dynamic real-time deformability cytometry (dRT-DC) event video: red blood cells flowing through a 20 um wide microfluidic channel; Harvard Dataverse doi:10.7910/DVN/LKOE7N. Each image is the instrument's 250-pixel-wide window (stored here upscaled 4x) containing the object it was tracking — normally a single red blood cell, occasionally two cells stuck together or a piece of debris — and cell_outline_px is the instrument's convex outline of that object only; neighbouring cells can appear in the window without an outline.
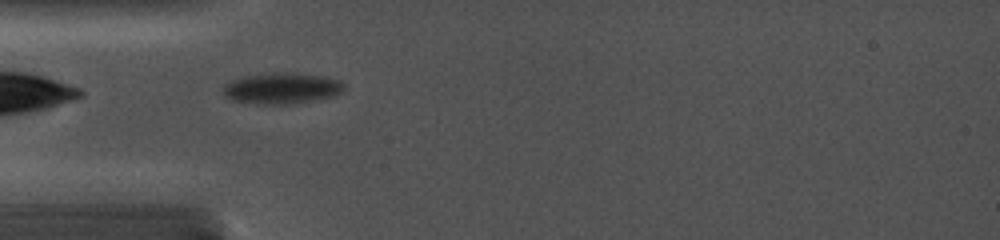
{"species": "common noctule bat (a hibernating species)", "species_latin": "Nyctalus noctula", "temperature_condition": "cold", "stored_images_in_passage": 21, "camera_frame_rate_fps": 5000, "um_per_image_px": 0.085, "animal": {"sex": "female", "body_mass_g": 19.0, "forearm_length_mm": 56.7}, "frame": {"image": 1, "passage_image": 2, "time_ms": 0.4, "image_size_px": [1000, 240], "cell_outline_px": [[344, 92], [332, 96], [292, 104], [264, 104], [232, 100], [224, 96], [224, 84], [240, 76], [276, 72], [292, 72], [324, 76], [340, 80], [344, 84]], "centroid_in_image_um": [23.96, 7.48], "position_along_channel_um": 61.0, "area_um2": 22.02}}
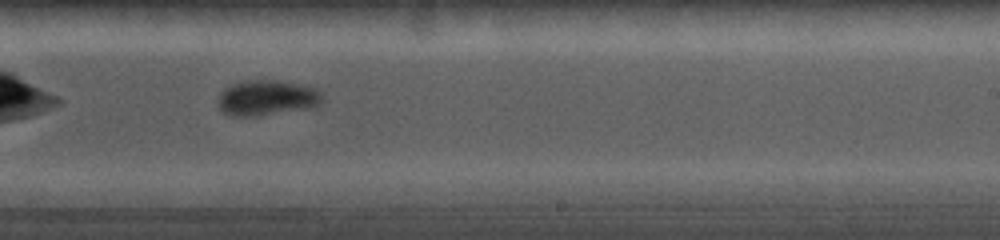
{"frame": {"image": 2, "passage_image": 13, "time_ms": 5.6, "image_size_px": [1000, 240], "cell_outline_px": [[324, 100], [320, 104], [308, 108], [260, 116], [236, 116], [224, 112], [220, 108], [220, 92], [224, 88], [232, 84], [244, 80], [276, 80], [316, 88], [320, 92]], "centroid_in_image_um": [22.7, 8.31], "position_along_channel_um": 266.3, "area_um2": 21.33}}
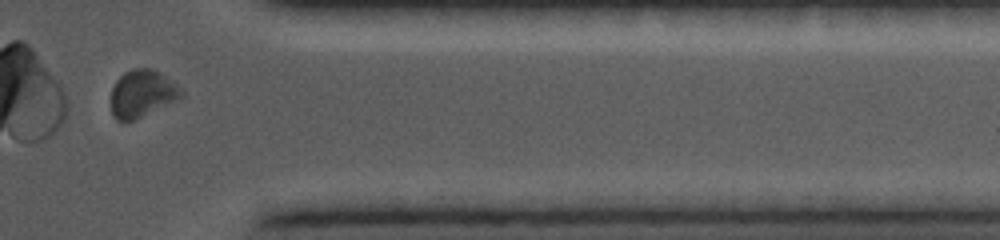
{"frame": {"image": 3, "passage_image": 20, "time_ms": 9.0, "image_size_px": [1000, 240], "cell_outline_px": [[184, 96], [176, 100], [124, 124], [116, 120], [112, 116], [112, 88], [116, 80], [124, 72], [132, 68], [152, 68], [160, 72], [184, 92]], "centroid_in_image_um": [12.04, 7.96], "position_along_channel_um": 399.4, "area_um2": 19.25}}